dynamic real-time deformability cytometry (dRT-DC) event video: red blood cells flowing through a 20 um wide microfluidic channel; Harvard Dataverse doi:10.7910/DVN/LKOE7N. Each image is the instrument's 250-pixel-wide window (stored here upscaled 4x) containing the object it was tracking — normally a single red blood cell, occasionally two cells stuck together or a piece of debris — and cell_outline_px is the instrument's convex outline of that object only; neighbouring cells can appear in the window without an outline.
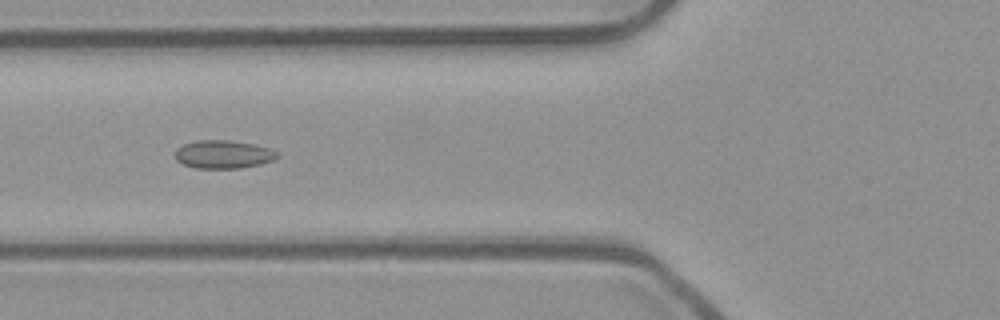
{"species": "common noctule bat (a hibernating species)", "species_latin": "Nyctalus noctula", "temperature_condition": "room temperature", "stored_images_in_passage": 39, "camera_frame_rate_fps": 3000, "um_per_image_px": 0.085, "animal": {"sex": "male", "body_mass_g": 23.1, "forearm_length_mm": 52.7}, "frame": {"image": 1, "passage_image": 6, "time_ms": 1.667, "image_size_px": [1000, 320], "cell_outline_px": [[280, 156], [272, 160], [260, 164], [240, 168], [196, 168], [184, 164], [176, 160], [176, 148], [184, 144], [196, 140], [228, 140], [256, 144], [268, 148], [276, 152]], "centroid_in_image_um": [18.98, 13.11], "position_along_channel_um": 106.8, "area_um2": 16.7}}
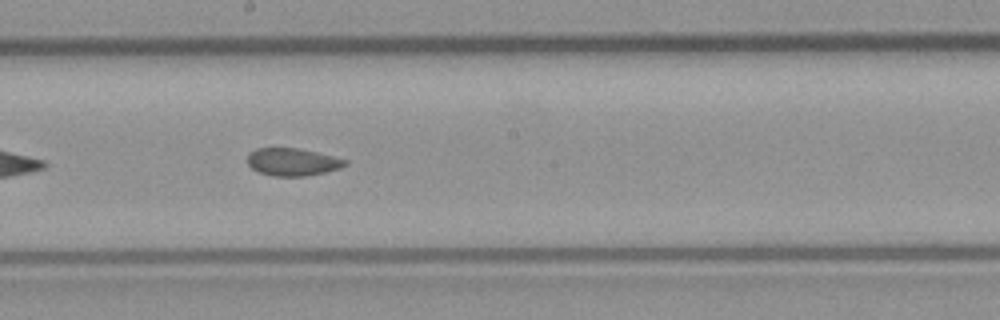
{"frame": {"image": 2, "passage_image": 15, "time_ms": 4.667, "image_size_px": [1000, 320], "cell_outline_px": [[348, 164], [340, 168], [324, 172], [304, 176], [272, 176], [260, 172], [252, 168], [248, 164], [248, 156], [256, 148], [296, 148], [316, 152], [348, 160]], "centroid_in_image_um": [24.88, 13.77], "position_along_channel_um": 223.3, "area_um2": 15.49}}
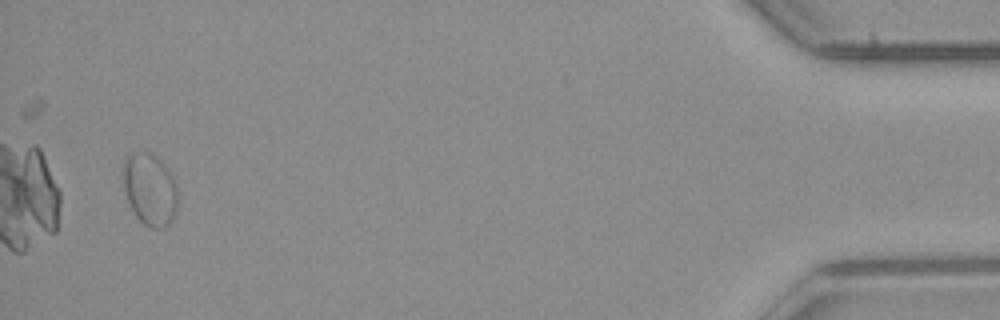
{"frame": {"image": 3, "passage_image": 37, "time_ms": 12.0, "image_size_px": [1000, 320], "cell_outline_px": [[176, 212], [172, 220], [164, 228], [152, 228], [144, 224], [136, 216], [128, 200], [124, 188], [124, 160], [128, 152], [148, 152], [156, 156], [164, 164], [172, 176], [176, 184]], "centroid_in_image_um": [12.74, 16.08], "position_along_channel_um": 422.5, "area_um2": 22.72}, "authors_computed_cell_mechanics": {"area_um2": 16.7042, "velocity_mm_per_s": 3.8734, "shape_relaxation_time_tau1_ms": null, "shape_relaxation_time_tau2_ms": 2.5054, "deformation_change_tau1": null, "deformation_change_tau2": 0.061}}